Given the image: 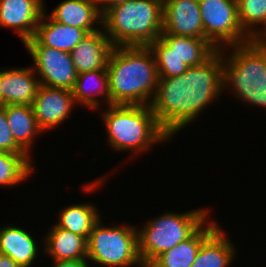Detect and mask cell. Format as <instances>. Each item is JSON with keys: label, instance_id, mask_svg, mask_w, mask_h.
Wrapping results in <instances>:
<instances>
[{"label": "cell", "instance_id": "1", "mask_svg": "<svg viewBox=\"0 0 266 267\" xmlns=\"http://www.w3.org/2000/svg\"><path fill=\"white\" fill-rule=\"evenodd\" d=\"M223 54L217 50L208 60L174 77H159L149 106L160 127L172 137L194 122L223 91Z\"/></svg>", "mask_w": 266, "mask_h": 267}, {"label": "cell", "instance_id": "2", "mask_svg": "<svg viewBox=\"0 0 266 267\" xmlns=\"http://www.w3.org/2000/svg\"><path fill=\"white\" fill-rule=\"evenodd\" d=\"M110 105H149L159 76L148 46H117L107 63Z\"/></svg>", "mask_w": 266, "mask_h": 267}, {"label": "cell", "instance_id": "3", "mask_svg": "<svg viewBox=\"0 0 266 267\" xmlns=\"http://www.w3.org/2000/svg\"><path fill=\"white\" fill-rule=\"evenodd\" d=\"M102 28L111 44L149 46L162 34L163 0H129L108 9Z\"/></svg>", "mask_w": 266, "mask_h": 267}, {"label": "cell", "instance_id": "4", "mask_svg": "<svg viewBox=\"0 0 266 267\" xmlns=\"http://www.w3.org/2000/svg\"><path fill=\"white\" fill-rule=\"evenodd\" d=\"M226 49L232 51L227 57ZM221 53L223 90L227 86L238 99L266 108V40L224 47Z\"/></svg>", "mask_w": 266, "mask_h": 267}, {"label": "cell", "instance_id": "5", "mask_svg": "<svg viewBox=\"0 0 266 267\" xmlns=\"http://www.w3.org/2000/svg\"><path fill=\"white\" fill-rule=\"evenodd\" d=\"M108 108L103 111L102 120L107 141L116 151L131 150L135 156L149 151L152 144L171 139L160 127L149 105H109Z\"/></svg>", "mask_w": 266, "mask_h": 267}, {"label": "cell", "instance_id": "6", "mask_svg": "<svg viewBox=\"0 0 266 267\" xmlns=\"http://www.w3.org/2000/svg\"><path fill=\"white\" fill-rule=\"evenodd\" d=\"M208 209H196L185 213L166 212L149 220L138 230V253L144 267H148L159 255L188 239L205 221Z\"/></svg>", "mask_w": 266, "mask_h": 267}, {"label": "cell", "instance_id": "7", "mask_svg": "<svg viewBox=\"0 0 266 267\" xmlns=\"http://www.w3.org/2000/svg\"><path fill=\"white\" fill-rule=\"evenodd\" d=\"M101 220L94 224L87 240V260L105 267H144L138 253L137 227H107Z\"/></svg>", "mask_w": 266, "mask_h": 267}, {"label": "cell", "instance_id": "8", "mask_svg": "<svg viewBox=\"0 0 266 267\" xmlns=\"http://www.w3.org/2000/svg\"><path fill=\"white\" fill-rule=\"evenodd\" d=\"M198 3L205 38L217 50L252 40L239 23L237 0H198Z\"/></svg>", "mask_w": 266, "mask_h": 267}, {"label": "cell", "instance_id": "9", "mask_svg": "<svg viewBox=\"0 0 266 267\" xmlns=\"http://www.w3.org/2000/svg\"><path fill=\"white\" fill-rule=\"evenodd\" d=\"M33 59L34 72L40 85L72 90L77 72L71 55L59 49L40 45L34 38L24 42Z\"/></svg>", "mask_w": 266, "mask_h": 267}, {"label": "cell", "instance_id": "10", "mask_svg": "<svg viewBox=\"0 0 266 267\" xmlns=\"http://www.w3.org/2000/svg\"><path fill=\"white\" fill-rule=\"evenodd\" d=\"M75 104L71 90L40 85L32 104L39 128L45 132L63 124Z\"/></svg>", "mask_w": 266, "mask_h": 267}, {"label": "cell", "instance_id": "11", "mask_svg": "<svg viewBox=\"0 0 266 267\" xmlns=\"http://www.w3.org/2000/svg\"><path fill=\"white\" fill-rule=\"evenodd\" d=\"M162 33L206 39L198 0H163Z\"/></svg>", "mask_w": 266, "mask_h": 267}, {"label": "cell", "instance_id": "12", "mask_svg": "<svg viewBox=\"0 0 266 267\" xmlns=\"http://www.w3.org/2000/svg\"><path fill=\"white\" fill-rule=\"evenodd\" d=\"M44 12L43 0H0V26L14 29L24 43L34 37Z\"/></svg>", "mask_w": 266, "mask_h": 267}, {"label": "cell", "instance_id": "13", "mask_svg": "<svg viewBox=\"0 0 266 267\" xmlns=\"http://www.w3.org/2000/svg\"><path fill=\"white\" fill-rule=\"evenodd\" d=\"M32 67L0 70V93L4 105H30L40 87Z\"/></svg>", "mask_w": 266, "mask_h": 267}, {"label": "cell", "instance_id": "14", "mask_svg": "<svg viewBox=\"0 0 266 267\" xmlns=\"http://www.w3.org/2000/svg\"><path fill=\"white\" fill-rule=\"evenodd\" d=\"M114 46L104 29L88 34L70 52L77 74L107 70L109 56Z\"/></svg>", "mask_w": 266, "mask_h": 267}, {"label": "cell", "instance_id": "15", "mask_svg": "<svg viewBox=\"0 0 266 267\" xmlns=\"http://www.w3.org/2000/svg\"><path fill=\"white\" fill-rule=\"evenodd\" d=\"M49 15L56 22L84 29L88 34L100 30L95 24L102 25L103 18L94 0H64Z\"/></svg>", "mask_w": 266, "mask_h": 267}, {"label": "cell", "instance_id": "16", "mask_svg": "<svg viewBox=\"0 0 266 267\" xmlns=\"http://www.w3.org/2000/svg\"><path fill=\"white\" fill-rule=\"evenodd\" d=\"M206 221L186 240L159 255L148 267H191L203 241L219 226ZM205 226V227H204Z\"/></svg>", "mask_w": 266, "mask_h": 267}, {"label": "cell", "instance_id": "17", "mask_svg": "<svg viewBox=\"0 0 266 267\" xmlns=\"http://www.w3.org/2000/svg\"><path fill=\"white\" fill-rule=\"evenodd\" d=\"M48 16L43 13L33 37L42 46L70 53L88 35L84 29L56 22Z\"/></svg>", "mask_w": 266, "mask_h": 267}, {"label": "cell", "instance_id": "18", "mask_svg": "<svg viewBox=\"0 0 266 267\" xmlns=\"http://www.w3.org/2000/svg\"><path fill=\"white\" fill-rule=\"evenodd\" d=\"M25 229L6 225L0 228V254L10 256L20 267H31L37 257L38 243Z\"/></svg>", "mask_w": 266, "mask_h": 267}, {"label": "cell", "instance_id": "19", "mask_svg": "<svg viewBox=\"0 0 266 267\" xmlns=\"http://www.w3.org/2000/svg\"><path fill=\"white\" fill-rule=\"evenodd\" d=\"M44 251L53 261L87 259V239L55 224L45 236Z\"/></svg>", "mask_w": 266, "mask_h": 267}, {"label": "cell", "instance_id": "20", "mask_svg": "<svg viewBox=\"0 0 266 267\" xmlns=\"http://www.w3.org/2000/svg\"><path fill=\"white\" fill-rule=\"evenodd\" d=\"M7 122L16 144L30 157L37 133L43 132L30 105H4Z\"/></svg>", "mask_w": 266, "mask_h": 267}, {"label": "cell", "instance_id": "21", "mask_svg": "<svg viewBox=\"0 0 266 267\" xmlns=\"http://www.w3.org/2000/svg\"><path fill=\"white\" fill-rule=\"evenodd\" d=\"M71 91L75 103L83 106L85 105L89 109L91 108L95 110L99 108L101 103L97 98L99 96H101V98L104 97L103 99L106 100L105 102H107V105L109 106L110 95L107 70H94L77 74L75 85Z\"/></svg>", "mask_w": 266, "mask_h": 267}, {"label": "cell", "instance_id": "22", "mask_svg": "<svg viewBox=\"0 0 266 267\" xmlns=\"http://www.w3.org/2000/svg\"><path fill=\"white\" fill-rule=\"evenodd\" d=\"M235 246L218 226L202 243L191 267H229L234 261Z\"/></svg>", "mask_w": 266, "mask_h": 267}, {"label": "cell", "instance_id": "23", "mask_svg": "<svg viewBox=\"0 0 266 267\" xmlns=\"http://www.w3.org/2000/svg\"><path fill=\"white\" fill-rule=\"evenodd\" d=\"M160 38L188 67L204 63L217 51L207 39L167 33H162Z\"/></svg>", "mask_w": 266, "mask_h": 267}, {"label": "cell", "instance_id": "24", "mask_svg": "<svg viewBox=\"0 0 266 267\" xmlns=\"http://www.w3.org/2000/svg\"><path fill=\"white\" fill-rule=\"evenodd\" d=\"M55 225L89 238L94 224L100 219L98 208L90 203L73 204L63 208Z\"/></svg>", "mask_w": 266, "mask_h": 267}, {"label": "cell", "instance_id": "25", "mask_svg": "<svg viewBox=\"0 0 266 267\" xmlns=\"http://www.w3.org/2000/svg\"><path fill=\"white\" fill-rule=\"evenodd\" d=\"M237 9L243 31L251 39L266 40V0H237ZM258 24L262 25L259 31Z\"/></svg>", "mask_w": 266, "mask_h": 267}, {"label": "cell", "instance_id": "26", "mask_svg": "<svg viewBox=\"0 0 266 267\" xmlns=\"http://www.w3.org/2000/svg\"><path fill=\"white\" fill-rule=\"evenodd\" d=\"M35 168L26 153L0 151V186H16L33 173Z\"/></svg>", "mask_w": 266, "mask_h": 267}, {"label": "cell", "instance_id": "27", "mask_svg": "<svg viewBox=\"0 0 266 267\" xmlns=\"http://www.w3.org/2000/svg\"><path fill=\"white\" fill-rule=\"evenodd\" d=\"M154 54L158 76H180L189 68L160 37L148 46Z\"/></svg>", "mask_w": 266, "mask_h": 267}, {"label": "cell", "instance_id": "28", "mask_svg": "<svg viewBox=\"0 0 266 267\" xmlns=\"http://www.w3.org/2000/svg\"><path fill=\"white\" fill-rule=\"evenodd\" d=\"M0 151L25 153L15 142L10 131L4 106L0 107Z\"/></svg>", "mask_w": 266, "mask_h": 267}, {"label": "cell", "instance_id": "29", "mask_svg": "<svg viewBox=\"0 0 266 267\" xmlns=\"http://www.w3.org/2000/svg\"><path fill=\"white\" fill-rule=\"evenodd\" d=\"M87 259L54 261L52 267H90Z\"/></svg>", "mask_w": 266, "mask_h": 267}, {"label": "cell", "instance_id": "30", "mask_svg": "<svg viewBox=\"0 0 266 267\" xmlns=\"http://www.w3.org/2000/svg\"><path fill=\"white\" fill-rule=\"evenodd\" d=\"M100 13L103 15L108 9L114 5L124 3L129 0H94Z\"/></svg>", "mask_w": 266, "mask_h": 267}, {"label": "cell", "instance_id": "31", "mask_svg": "<svg viewBox=\"0 0 266 267\" xmlns=\"http://www.w3.org/2000/svg\"><path fill=\"white\" fill-rule=\"evenodd\" d=\"M0 267H20L10 256L0 254Z\"/></svg>", "mask_w": 266, "mask_h": 267}, {"label": "cell", "instance_id": "32", "mask_svg": "<svg viewBox=\"0 0 266 267\" xmlns=\"http://www.w3.org/2000/svg\"><path fill=\"white\" fill-rule=\"evenodd\" d=\"M3 106H4V103H3L2 96H1V93H0V107H3Z\"/></svg>", "mask_w": 266, "mask_h": 267}]
</instances>
